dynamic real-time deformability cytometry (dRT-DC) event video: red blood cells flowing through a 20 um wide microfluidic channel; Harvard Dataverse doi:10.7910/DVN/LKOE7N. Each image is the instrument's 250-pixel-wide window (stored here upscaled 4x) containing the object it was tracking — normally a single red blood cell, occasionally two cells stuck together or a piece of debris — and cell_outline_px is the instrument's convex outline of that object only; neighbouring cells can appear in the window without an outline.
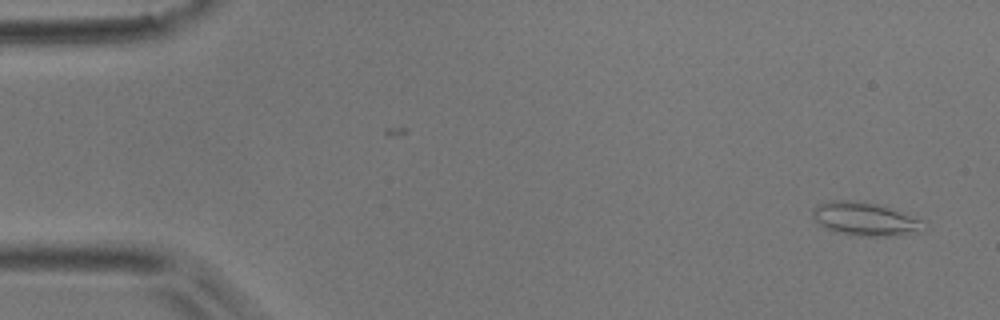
{"species": "common noctule bat (a hibernating species)", "species_latin": "Nyctalus noctula", "temperature_condition": "room temperature", "stored_images_in_passage": 49, "camera_frame_rate_fps": 3000, "um_per_image_px": 0.085, "animal": {"sex": "male", "body_mass_g": 17.9}, "frame": {"image": 1, "passage_image": 1, "time_ms": 0.0, "image_size_px": [1000, 320], "cell_outline_px": [[928, 228], [924, 232], [904, 236], [860, 236], [836, 232], [824, 228], [816, 220], [812, 212], [812, 208], [816, 204], [832, 200], [856, 200], [876, 204], [924, 220], [928, 224]], "centroid_in_image_um": [73.61, 18.64], "position_along_channel_um": 11.4, "area_um2": 22.08}}
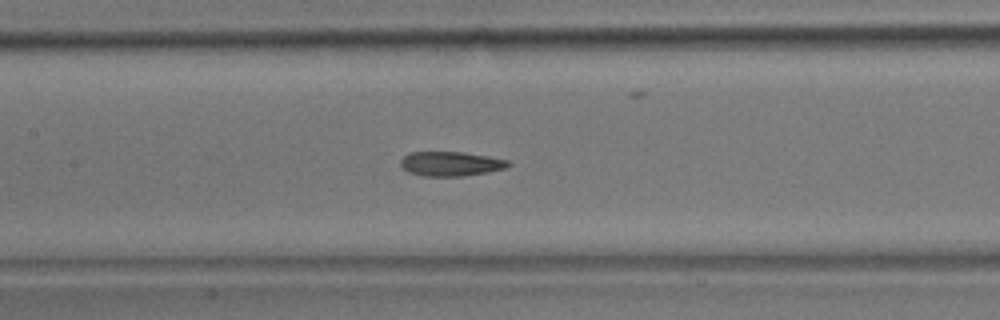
{"frame": {"image": 2, "passage_image": 22, "time_ms": 7.0, "image_size_px": [1000, 320], "cell_outline_px": [[512, 164], [508, 168], [488, 172], [464, 176], [424, 176], [408, 172], [400, 168], [400, 160], [404, 156], [412, 152], [464, 152], [488, 156], [508, 160]], "centroid_in_image_um": [38.33, 13.92], "position_along_channel_um": 169.1, "area_um2": 15.55}}
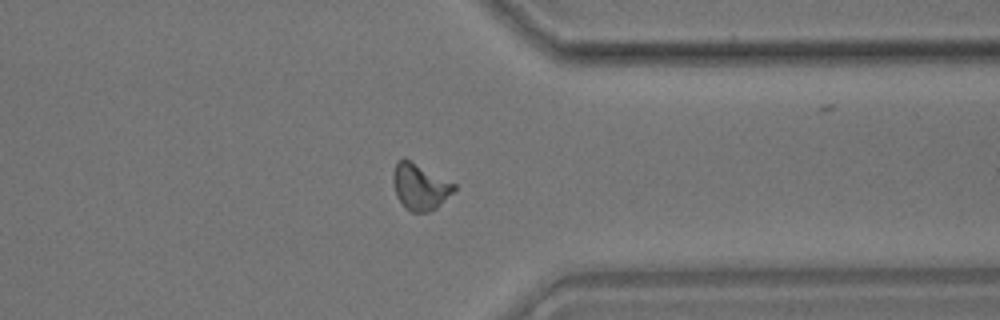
{"frame": {"image": 3, "passage_image": 38, "time_ms": 12.333, "image_size_px": [1000, 320], "cell_outline_px": [[456, 188], [436, 208], [428, 212], [412, 212], [404, 208], [396, 196], [392, 180], [392, 172], [396, 164], [400, 160], [408, 160], [456, 184]], "centroid_in_image_um": [35.66, 15.91], "position_along_channel_um": 375.7, "area_um2": 16.07}, "authors_computed_cell_mechanics": {"area_um2": 15.895, "velocity_mm_per_s": 3.9584, "shape_relaxation_time_tau1_ms": 7.691, "shape_relaxation_time_tau2_ms": 2.1266, "deformation_change_tau1": 0.1845, "deformation_change_tau2": 0.0801}}